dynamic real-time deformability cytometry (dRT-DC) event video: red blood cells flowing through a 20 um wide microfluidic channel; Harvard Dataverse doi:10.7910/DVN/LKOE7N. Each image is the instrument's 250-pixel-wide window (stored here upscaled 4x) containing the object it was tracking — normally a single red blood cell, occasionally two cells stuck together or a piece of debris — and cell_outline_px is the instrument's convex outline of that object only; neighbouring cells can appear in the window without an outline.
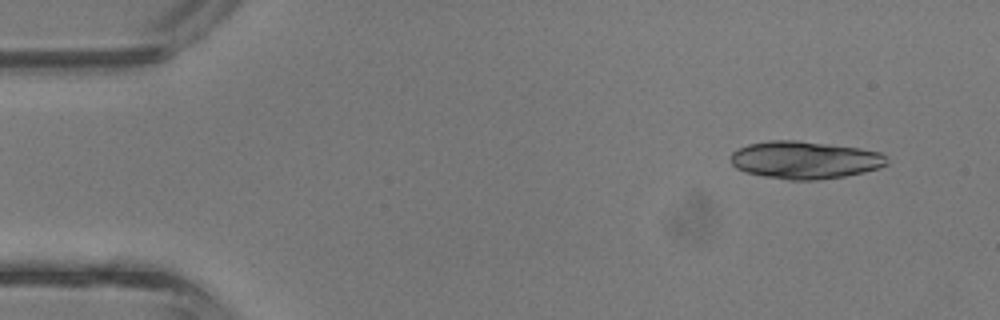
{"species": "common noctule bat (a hibernating species)", "species_latin": "Nyctalus noctula", "temperature_condition": "room temperature", "stored_images_in_passage": 3, "camera_frame_rate_fps": 3000, "um_per_image_px": 0.085, "animal": {"sex": "male", "body_mass_g": 13.3}, "frame": {"image": 1, "passage_image": 1, "time_ms": 0.0, "image_size_px": [1000, 320], "cell_outline_px": [[888, 164], [880, 168], [864, 172], [844, 176], [816, 180], [788, 180], [764, 176], [748, 172], [736, 168], [732, 164], [732, 152], [748, 144], [768, 140], [796, 140], [860, 148], [880, 152], [888, 156]], "centroid_in_image_um": [68.46, 13.59], "position_along_channel_um": 16.5, "area_um2": 34.22}}